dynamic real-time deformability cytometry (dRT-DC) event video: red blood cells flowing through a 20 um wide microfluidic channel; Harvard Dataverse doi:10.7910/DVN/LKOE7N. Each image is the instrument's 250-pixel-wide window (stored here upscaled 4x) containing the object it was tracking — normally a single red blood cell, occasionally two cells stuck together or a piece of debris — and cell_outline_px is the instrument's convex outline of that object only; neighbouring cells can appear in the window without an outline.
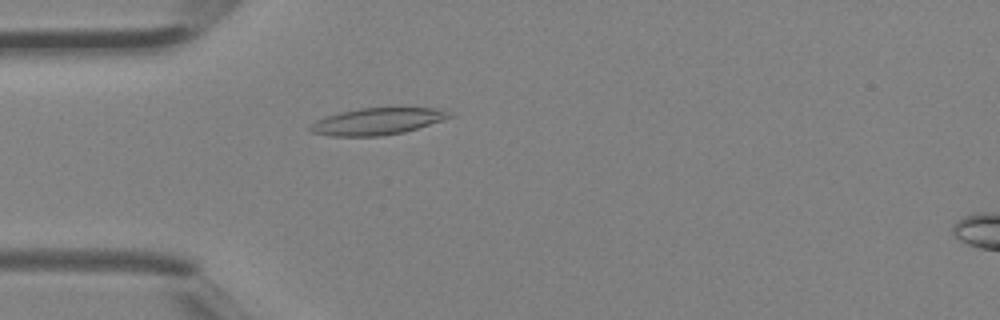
{"species": "Egyptian fruit bat (a non-hibernating species)", "species_latin": "Rousettus aegyptiacus", "temperature_condition": "room temperature", "stored_images_in_passage": 3, "camera_frame_rate_fps": 3000, "um_per_image_px": 0.085, "animal": {"sex": "female"}, "frame": {"image": 1, "passage_image": 3, "time_ms": 0.667, "image_size_px": [1000, 320], "cell_outline_px": [[452, 116], [404, 132], [380, 136], [332, 136], [312, 132], [308, 128], [316, 120], [340, 112], [360, 108], [440, 108], [452, 112]], "centroid_in_image_um": [32.05, 10.31], "position_along_channel_um": 52.9, "area_um2": 21.39}}